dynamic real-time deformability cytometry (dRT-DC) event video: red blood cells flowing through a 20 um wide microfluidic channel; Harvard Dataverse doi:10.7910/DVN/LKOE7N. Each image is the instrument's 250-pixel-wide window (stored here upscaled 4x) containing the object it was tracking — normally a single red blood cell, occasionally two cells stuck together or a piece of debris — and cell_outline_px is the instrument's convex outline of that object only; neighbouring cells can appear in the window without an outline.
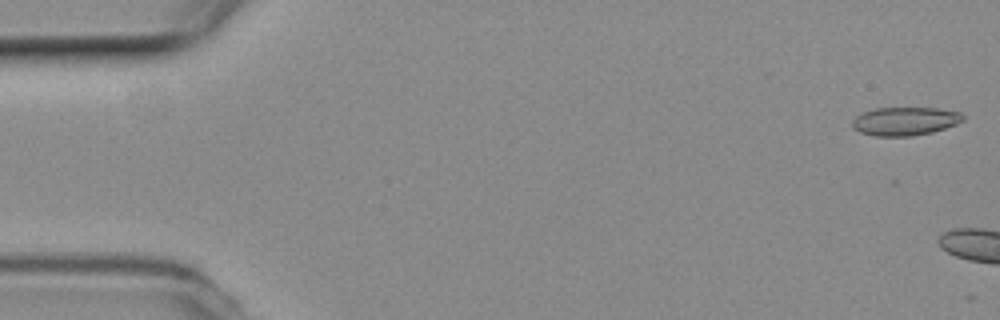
{"species": "common noctule bat (a hibernating species)", "species_latin": "Nyctalus noctula", "temperature_condition": "room temperature", "stored_images_in_passage": 8, "camera_frame_rate_fps": 3000, "um_per_image_px": 0.085, "animal": {"sex": "female", "body_mass_g": 19.3, "forearm_length_mm": 54.1}, "frame": {"image": 1, "passage_image": 1, "time_ms": 0.0, "image_size_px": [1000, 320], "cell_outline_px": [[964, 120], [956, 124], [932, 132], [912, 136], [876, 136], [860, 132], [852, 128], [852, 120], [856, 116], [864, 112], [876, 108], [936, 108], [960, 112], [964, 116]], "centroid_in_image_um": [76.91, 10.3], "position_along_channel_um": 8.1, "area_um2": 18.26}}